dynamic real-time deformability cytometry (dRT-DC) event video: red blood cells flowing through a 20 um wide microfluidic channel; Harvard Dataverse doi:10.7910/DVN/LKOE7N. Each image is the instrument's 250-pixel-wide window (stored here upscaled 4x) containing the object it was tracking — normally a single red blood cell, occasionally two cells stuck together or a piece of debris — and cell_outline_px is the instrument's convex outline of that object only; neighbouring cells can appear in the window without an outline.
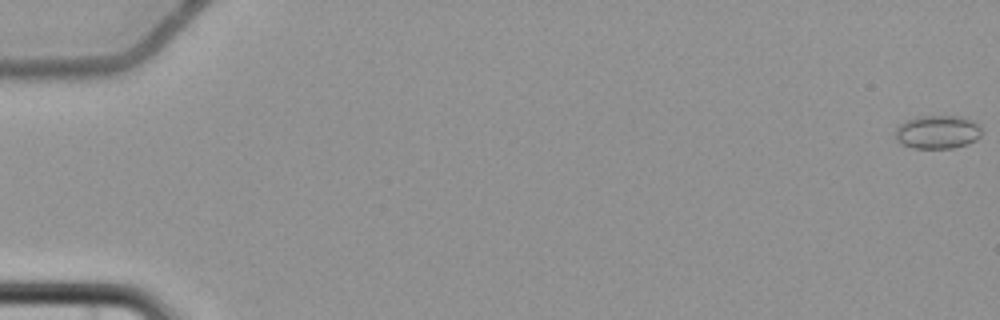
{"species": "common noctule bat (a hibernating species)", "species_latin": "Nyctalus noctula", "temperature_condition": "cold", "stored_images_in_passage": 5, "camera_frame_rate_fps": 3000, "um_per_image_px": 0.085, "animal": {"sex": "female", "body_mass_g": 22.7, "forearm_length_mm": 54.2}, "frame": {"image": 1, "passage_image": 1, "time_ms": 0.0, "image_size_px": [1000, 320], "cell_outline_px": [[980, 136], [976, 140], [968, 144], [952, 148], [912, 148], [900, 144], [896, 140], [896, 124], [916, 116], [960, 116], [972, 120], [980, 124]], "centroid_in_image_um": [79.66, 11.21], "position_along_channel_um": 5.3, "area_um2": 17.11}}
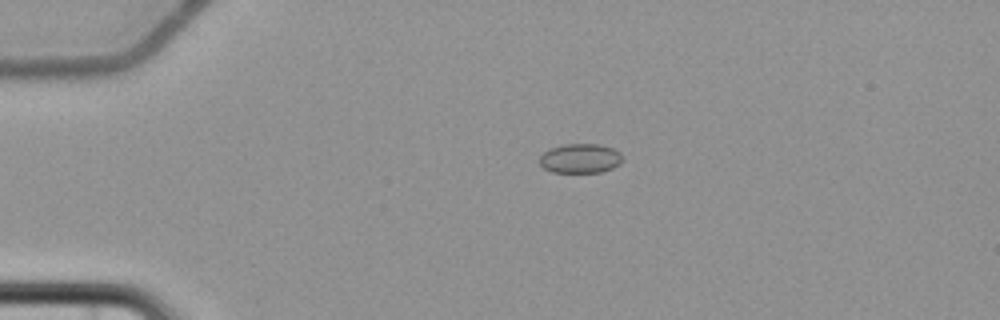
{"frame": {"image": 2, "passage_image": 4, "time_ms": 4.667, "image_size_px": [1000, 320], "cell_outline_px": [[620, 164], [612, 168], [600, 172], [552, 172], [544, 168], [540, 164], [540, 156], [544, 152], [552, 148], [564, 144], [600, 144], [612, 148], [620, 152]], "centroid_in_image_um": [49.31, 13.46], "position_along_channel_um": 35.7, "area_um2": 14.05}}